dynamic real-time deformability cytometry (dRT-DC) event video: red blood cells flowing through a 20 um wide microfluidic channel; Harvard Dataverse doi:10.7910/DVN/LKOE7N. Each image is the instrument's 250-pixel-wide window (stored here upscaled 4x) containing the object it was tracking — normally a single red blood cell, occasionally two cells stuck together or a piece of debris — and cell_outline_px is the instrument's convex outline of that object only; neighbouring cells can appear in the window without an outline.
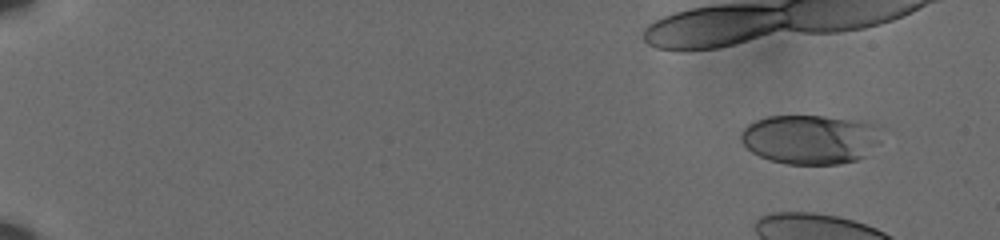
{"species": "human", "species_latin": "Homo sapiens", "temperature_condition": "cold", "stored_images_in_passage": 11, "camera_frame_rate_fps": 3000, "um_per_image_px": 0.085, "donor": {"sex": "male"}, "frame": {"image": 1, "passage_image": 1, "time_ms": 0.0, "image_size_px": [1000, 240], "cell_outline_px": [[880, 140], [864, 156], [856, 160], [840, 164], [788, 164], [768, 160], [752, 152], [740, 140], [740, 132], [748, 124], [756, 120], [768, 116], [824, 116], [864, 120], [872, 124]], "centroid_in_image_um": [68.82, 11.84], "position_along_channel_um": 16.2, "area_um2": 40.29}}